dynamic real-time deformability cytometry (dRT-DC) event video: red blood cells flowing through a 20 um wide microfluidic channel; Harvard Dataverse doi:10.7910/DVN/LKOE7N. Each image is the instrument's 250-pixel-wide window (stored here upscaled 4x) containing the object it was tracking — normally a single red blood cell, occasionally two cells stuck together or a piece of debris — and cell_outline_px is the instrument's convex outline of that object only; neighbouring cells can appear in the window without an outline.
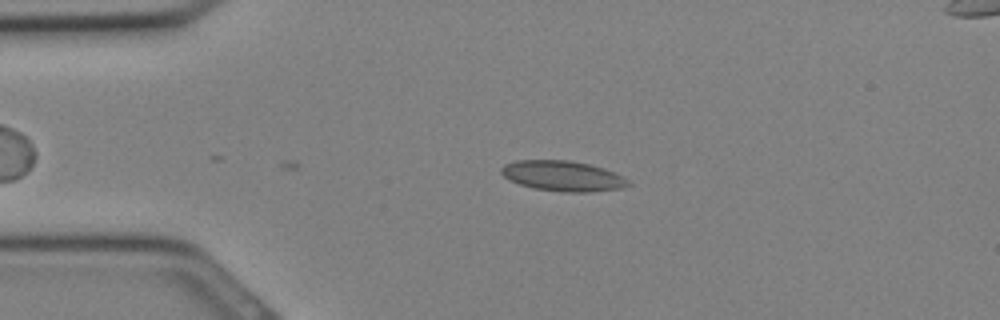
{"species": "Egyptian fruit bat (a non-hibernating species)", "species_latin": "Rousettus aegyptiacus", "temperature_condition": "cold", "stored_images_in_passage": 8, "camera_frame_rate_fps": 3000, "um_per_image_px": 0.085, "animal": {"sex": "female"}, "frame": {"image": 1, "passage_image": 8, "time_ms": 2.333, "image_size_px": [1000, 320], "cell_outline_px": [[632, 184], [624, 188], [592, 192], [564, 192], [532, 188], [508, 180], [500, 172], [500, 168], [504, 164], [516, 160], [568, 160], [588, 164], [604, 168], [628, 180]], "centroid_in_image_um": [47.81, 14.96], "position_along_channel_um": 37.2, "area_um2": 22.54}}